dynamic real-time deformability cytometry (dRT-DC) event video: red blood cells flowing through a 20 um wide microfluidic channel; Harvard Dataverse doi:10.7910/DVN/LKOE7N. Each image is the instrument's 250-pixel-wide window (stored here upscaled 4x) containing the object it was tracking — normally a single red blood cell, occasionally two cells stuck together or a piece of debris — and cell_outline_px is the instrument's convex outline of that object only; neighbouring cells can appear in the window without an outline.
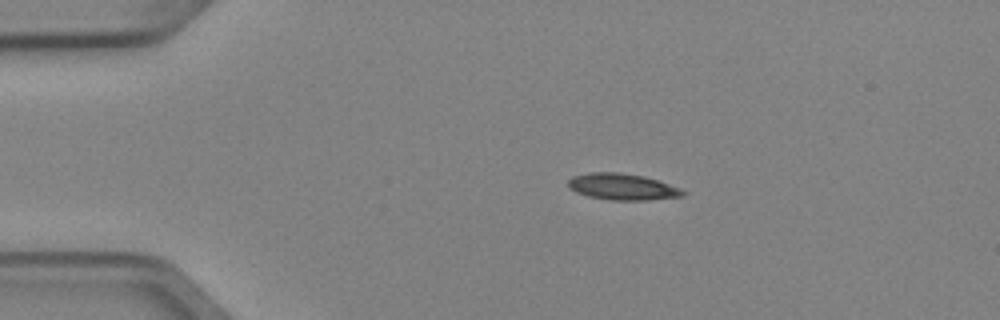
{"species": "Egyptian fruit bat (a non-hibernating species)", "species_latin": "Rousettus aegyptiacus", "temperature_condition": "cold", "stored_images_in_passage": 5, "camera_frame_rate_fps": 3000, "um_per_image_px": 0.085, "animal": {"sex": "female"}, "frame": {"image": 1, "passage_image": 2, "time_ms": 0.333, "image_size_px": [1000, 320], "cell_outline_px": [[688, 192], [684, 196], [648, 200], [612, 200], [588, 196], [576, 192], [568, 188], [568, 180], [572, 176], [588, 172], [620, 172], [644, 176], [680, 188]], "centroid_in_image_um": [52.89, 15.87], "position_along_channel_um": 32.1, "area_um2": 17.74}}
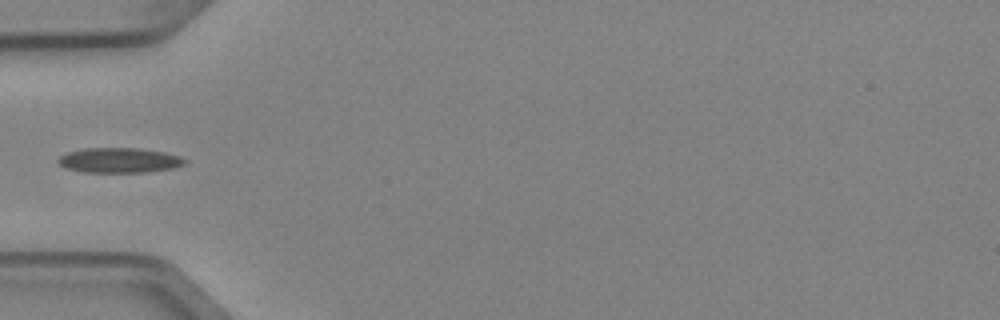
{"frame": {"image": 2, "passage_image": 4, "time_ms": 1.0, "image_size_px": [1000, 320], "cell_outline_px": [[188, 160], [184, 164], [172, 168], [144, 172], [84, 172], [68, 168], [60, 164], [56, 160], [60, 156], [68, 152], [84, 148], [140, 148], [164, 152], [180, 156]], "centroid_in_image_um": [10.15, 13.61], "position_along_channel_um": 74.9, "area_um2": 18.32}}
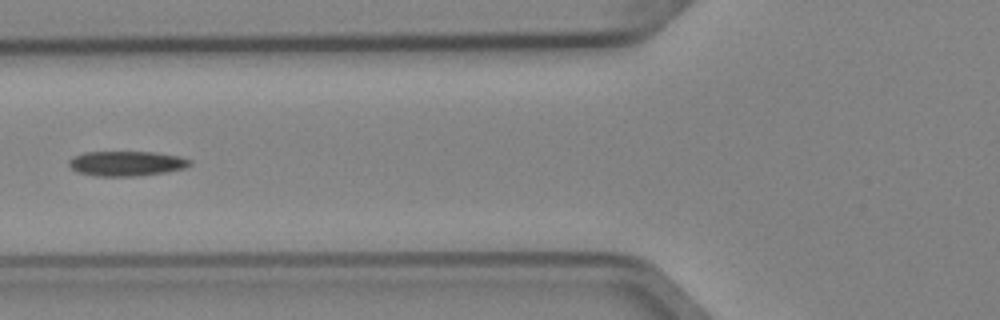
{"frame": {"image": 3, "passage_image": 5, "time_ms": 1.333, "image_size_px": [1000, 320], "cell_outline_px": [[192, 164], [184, 168], [164, 172], [132, 176], [96, 176], [80, 172], [72, 168], [68, 164], [68, 160], [72, 156], [84, 152], [156, 152], [180, 156], [192, 160]], "centroid_in_image_um": [10.75, 13.88], "position_along_channel_um": 115.0, "area_um2": 17.51}}